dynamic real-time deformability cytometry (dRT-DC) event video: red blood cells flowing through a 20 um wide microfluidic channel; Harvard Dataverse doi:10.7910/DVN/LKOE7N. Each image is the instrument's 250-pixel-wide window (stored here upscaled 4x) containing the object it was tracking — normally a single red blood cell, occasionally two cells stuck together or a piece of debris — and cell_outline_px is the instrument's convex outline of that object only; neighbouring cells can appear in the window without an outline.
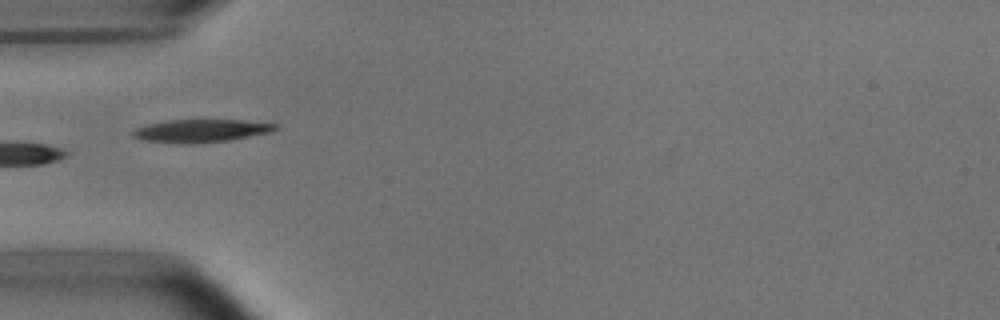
{"species": "common noctule bat (a hibernating species)", "species_latin": "Nyctalus noctula", "temperature_condition": "room temperature", "stored_images_in_passage": 7, "camera_frame_rate_fps": 3000, "um_per_image_px": 0.085, "animal": {"sex": "male", "body_mass_g": 15.6}, "frame": {"image": 1, "passage_image": 5, "time_ms": 4.667, "image_size_px": [1000, 320], "cell_outline_px": [[280, 128], [272, 132], [228, 140], [192, 144], [188, 144], [144, 140], [132, 136], [132, 132], [136, 128], [148, 124], [164, 120], [240, 120], [280, 124]], "centroid_in_image_um": [17.13, 11.11], "position_along_channel_um": 67.9, "area_um2": 19.02}}
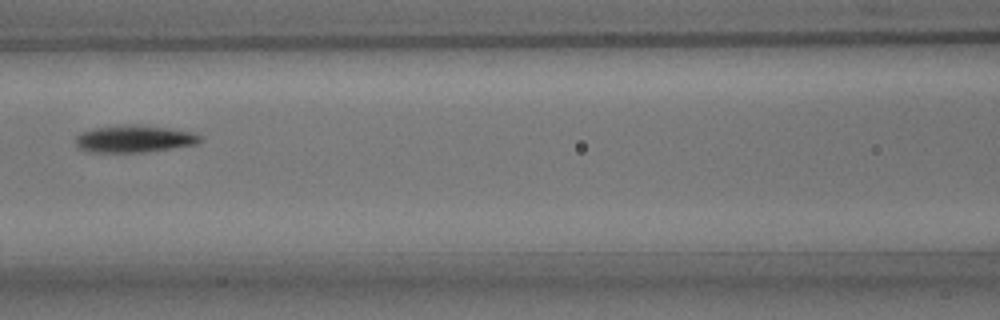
{"frame": {"image": 2, "passage_image": 7, "time_ms": 7.0, "image_size_px": [1000, 320], "cell_outline_px": [[204, 140], [200, 144], [144, 152], [88, 152], [80, 148], [76, 144], [76, 136], [80, 132], [92, 128], [136, 124], [140, 124], [168, 128], [192, 132], [200, 136]], "centroid_in_image_um": [11.44, 11.8], "position_along_channel_um": 155.2, "area_um2": 19.83}}